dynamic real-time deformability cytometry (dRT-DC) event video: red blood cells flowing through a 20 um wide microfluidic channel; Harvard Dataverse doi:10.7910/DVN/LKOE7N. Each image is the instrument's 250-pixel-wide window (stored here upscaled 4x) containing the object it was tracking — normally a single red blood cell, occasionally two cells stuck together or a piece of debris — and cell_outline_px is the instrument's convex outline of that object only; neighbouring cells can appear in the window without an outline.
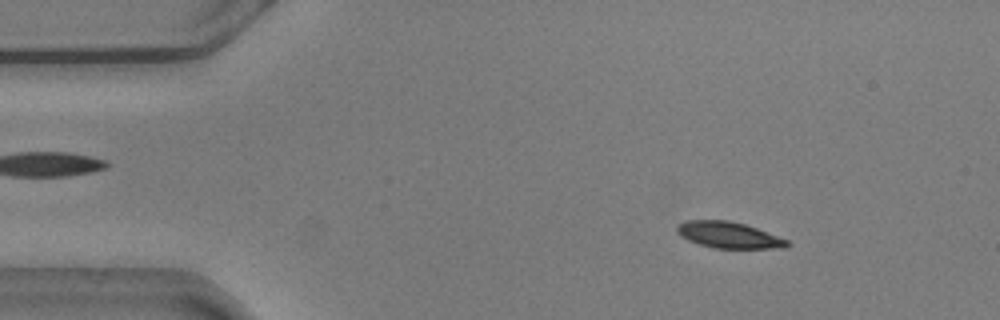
{"species": "common noctule bat (a hibernating species)", "species_latin": "Nyctalus noctula", "temperature_condition": "warm", "stored_images_in_passage": 16, "camera_frame_rate_fps": 3000, "um_per_image_px": 0.085, "animal": {"sex": "male", "body_mass_g": 20.5, "forearm_length_mm": 52.5}, "frame": {"image": 1, "passage_image": 8, "time_ms": 2.333, "image_size_px": [1000, 320], "cell_outline_px": [[792, 244], [784, 248], [712, 248], [688, 240], [680, 236], [676, 232], [676, 224], [684, 220], [728, 220], [744, 224], [756, 228], [788, 240]], "centroid_in_image_um": [61.9, 19.97], "position_along_channel_um": 23.1, "area_um2": 16.94}}